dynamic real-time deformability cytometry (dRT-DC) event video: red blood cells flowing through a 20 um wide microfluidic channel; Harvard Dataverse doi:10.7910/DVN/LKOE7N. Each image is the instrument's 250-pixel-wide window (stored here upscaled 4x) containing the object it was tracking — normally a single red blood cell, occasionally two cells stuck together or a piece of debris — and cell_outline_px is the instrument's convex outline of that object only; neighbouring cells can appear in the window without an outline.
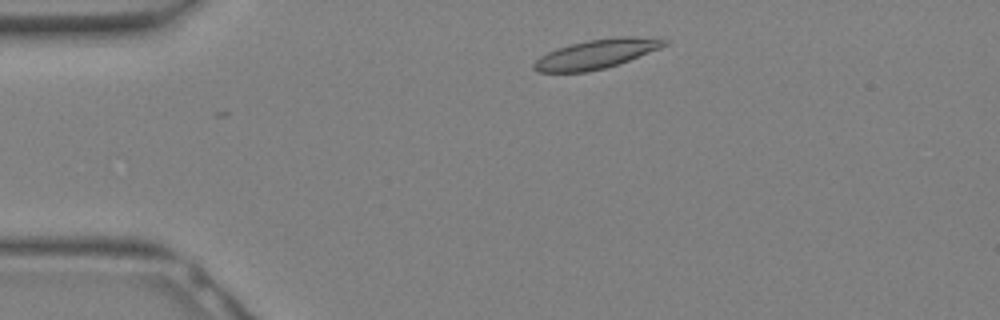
{"species": "Egyptian fruit bat (a non-hibernating species)", "species_latin": "Rousettus aegyptiacus", "temperature_condition": "warm", "stored_images_in_passage": 8, "camera_frame_rate_fps": 3000, "um_per_image_px": 0.085, "animal": {"sex": "female"}, "frame": {"image": 1, "passage_image": 3, "time_ms": 0.667, "image_size_px": [1000, 320], "cell_outline_px": [[668, 44], [660, 48], [628, 60], [604, 68], [588, 72], [536, 72], [532, 68], [532, 64], [540, 56], [548, 52], [572, 44], [588, 40], [616, 36], [660, 36], [668, 40]], "centroid_in_image_um": [50.75, 4.57], "position_along_channel_um": 34.3, "area_um2": 22.31}}
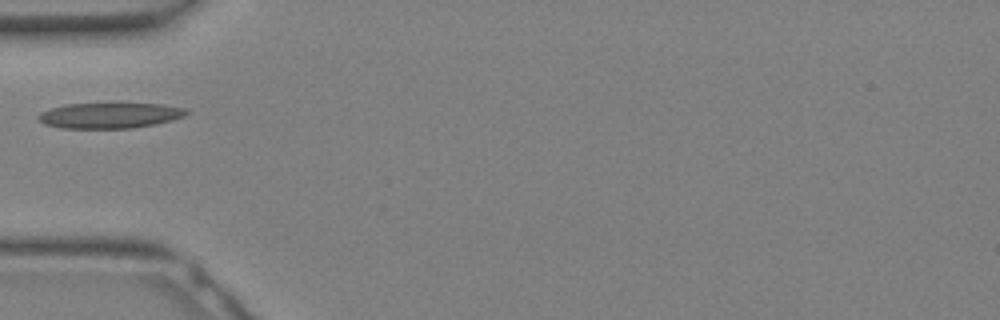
{"frame": {"image": 2, "passage_image": 7, "time_ms": 2.0, "image_size_px": [1000, 320], "cell_outline_px": [[188, 112], [184, 116], [172, 120], [156, 124], [132, 128], [60, 128], [44, 124], [36, 116], [40, 112], [64, 104], [112, 100], [120, 100], [160, 104], [188, 108]], "centroid_in_image_um": [9.35, 9.75], "position_along_channel_um": 75.7, "area_um2": 23.47}}